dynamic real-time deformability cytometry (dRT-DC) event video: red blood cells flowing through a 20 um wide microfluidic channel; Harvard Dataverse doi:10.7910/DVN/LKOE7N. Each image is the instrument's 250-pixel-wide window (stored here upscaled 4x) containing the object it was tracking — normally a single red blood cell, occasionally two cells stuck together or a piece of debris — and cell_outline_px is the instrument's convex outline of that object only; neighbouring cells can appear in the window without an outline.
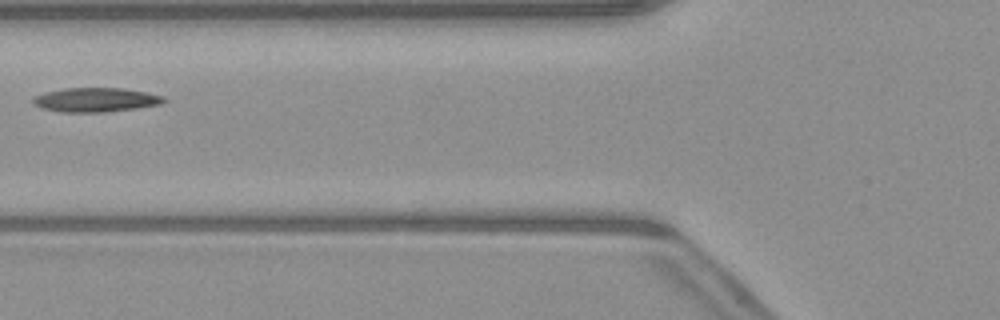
{"species": "common noctule bat (a hibernating species)", "species_latin": "Nyctalus noctula", "temperature_condition": "warm", "stored_images_in_passage": 4, "camera_frame_rate_fps": 3000, "um_per_image_px": 0.085, "animal": {"sex": "male", "body_mass_g": 23.1, "forearm_length_mm": 52.7}, "frame": {"image": 1, "passage_image": 4, "time_ms": 4.333, "image_size_px": [1000, 320], "cell_outline_px": [[168, 100], [160, 104], [136, 108], [104, 112], [60, 112], [40, 108], [32, 104], [32, 96], [44, 92], [64, 88], [124, 88], [148, 92], [164, 96]], "centroid_in_image_um": [8.1, 8.48], "position_along_channel_um": 117.7, "area_um2": 18.73}}